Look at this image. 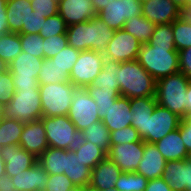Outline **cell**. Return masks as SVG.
<instances>
[{"label":"cell","mask_w":191,"mask_h":191,"mask_svg":"<svg viewBox=\"0 0 191 191\" xmlns=\"http://www.w3.org/2000/svg\"><path fill=\"white\" fill-rule=\"evenodd\" d=\"M120 95L129 99L155 96L156 80L136 60L120 62L117 70Z\"/></svg>","instance_id":"1"},{"label":"cell","mask_w":191,"mask_h":191,"mask_svg":"<svg viewBox=\"0 0 191 191\" xmlns=\"http://www.w3.org/2000/svg\"><path fill=\"white\" fill-rule=\"evenodd\" d=\"M190 80L182 72L158 79L155 90L157 104L169 109L182 119L186 118L187 87Z\"/></svg>","instance_id":"2"},{"label":"cell","mask_w":191,"mask_h":191,"mask_svg":"<svg viewBox=\"0 0 191 191\" xmlns=\"http://www.w3.org/2000/svg\"><path fill=\"white\" fill-rule=\"evenodd\" d=\"M137 61L157 81L179 72V53L176 48L141 45Z\"/></svg>","instance_id":"3"},{"label":"cell","mask_w":191,"mask_h":191,"mask_svg":"<svg viewBox=\"0 0 191 191\" xmlns=\"http://www.w3.org/2000/svg\"><path fill=\"white\" fill-rule=\"evenodd\" d=\"M3 116L25 123L41 119L39 88L15 89L14 95L4 103Z\"/></svg>","instance_id":"4"},{"label":"cell","mask_w":191,"mask_h":191,"mask_svg":"<svg viewBox=\"0 0 191 191\" xmlns=\"http://www.w3.org/2000/svg\"><path fill=\"white\" fill-rule=\"evenodd\" d=\"M77 87L67 83L39 84L43 116L68 115Z\"/></svg>","instance_id":"5"},{"label":"cell","mask_w":191,"mask_h":191,"mask_svg":"<svg viewBox=\"0 0 191 191\" xmlns=\"http://www.w3.org/2000/svg\"><path fill=\"white\" fill-rule=\"evenodd\" d=\"M45 126L49 147L70 150L80 141V132L71 122L68 115L41 118Z\"/></svg>","instance_id":"6"},{"label":"cell","mask_w":191,"mask_h":191,"mask_svg":"<svg viewBox=\"0 0 191 191\" xmlns=\"http://www.w3.org/2000/svg\"><path fill=\"white\" fill-rule=\"evenodd\" d=\"M44 58L21 52L8 66L15 89L39 88L38 77Z\"/></svg>","instance_id":"7"},{"label":"cell","mask_w":191,"mask_h":191,"mask_svg":"<svg viewBox=\"0 0 191 191\" xmlns=\"http://www.w3.org/2000/svg\"><path fill=\"white\" fill-rule=\"evenodd\" d=\"M181 119L177 114L157 104L151 116L144 121V142L156 143L178 129Z\"/></svg>","instance_id":"8"},{"label":"cell","mask_w":191,"mask_h":191,"mask_svg":"<svg viewBox=\"0 0 191 191\" xmlns=\"http://www.w3.org/2000/svg\"><path fill=\"white\" fill-rule=\"evenodd\" d=\"M104 60L103 54L93 50L80 51L77 62L69 74V81L77 88H86L101 72Z\"/></svg>","instance_id":"9"},{"label":"cell","mask_w":191,"mask_h":191,"mask_svg":"<svg viewBox=\"0 0 191 191\" xmlns=\"http://www.w3.org/2000/svg\"><path fill=\"white\" fill-rule=\"evenodd\" d=\"M68 117L79 132L101 120L98 106L86 88H77L74 92Z\"/></svg>","instance_id":"10"},{"label":"cell","mask_w":191,"mask_h":191,"mask_svg":"<svg viewBox=\"0 0 191 191\" xmlns=\"http://www.w3.org/2000/svg\"><path fill=\"white\" fill-rule=\"evenodd\" d=\"M142 15V3L138 0H109L97 16L111 29H123L125 22Z\"/></svg>","instance_id":"11"},{"label":"cell","mask_w":191,"mask_h":191,"mask_svg":"<svg viewBox=\"0 0 191 191\" xmlns=\"http://www.w3.org/2000/svg\"><path fill=\"white\" fill-rule=\"evenodd\" d=\"M142 43L133 35L119 29L115 31L114 37L107 45L104 57L118 62L136 60Z\"/></svg>","instance_id":"12"},{"label":"cell","mask_w":191,"mask_h":191,"mask_svg":"<svg viewBox=\"0 0 191 191\" xmlns=\"http://www.w3.org/2000/svg\"><path fill=\"white\" fill-rule=\"evenodd\" d=\"M144 153V141L110 145L107 157L122 172H136Z\"/></svg>","instance_id":"13"},{"label":"cell","mask_w":191,"mask_h":191,"mask_svg":"<svg viewBox=\"0 0 191 191\" xmlns=\"http://www.w3.org/2000/svg\"><path fill=\"white\" fill-rule=\"evenodd\" d=\"M98 114L110 132L131 126L130 99L120 95L114 104L107 108L98 107Z\"/></svg>","instance_id":"14"},{"label":"cell","mask_w":191,"mask_h":191,"mask_svg":"<svg viewBox=\"0 0 191 191\" xmlns=\"http://www.w3.org/2000/svg\"><path fill=\"white\" fill-rule=\"evenodd\" d=\"M0 154L5 162L6 175L14 177L34 166L38 158L23 149L20 145L0 147Z\"/></svg>","instance_id":"15"},{"label":"cell","mask_w":191,"mask_h":191,"mask_svg":"<svg viewBox=\"0 0 191 191\" xmlns=\"http://www.w3.org/2000/svg\"><path fill=\"white\" fill-rule=\"evenodd\" d=\"M19 145L37 158L49 147L41 119L24 123Z\"/></svg>","instance_id":"16"},{"label":"cell","mask_w":191,"mask_h":191,"mask_svg":"<svg viewBox=\"0 0 191 191\" xmlns=\"http://www.w3.org/2000/svg\"><path fill=\"white\" fill-rule=\"evenodd\" d=\"M180 8L172 0H149L142 3V15L155 25L171 24L179 18Z\"/></svg>","instance_id":"17"},{"label":"cell","mask_w":191,"mask_h":191,"mask_svg":"<svg viewBox=\"0 0 191 191\" xmlns=\"http://www.w3.org/2000/svg\"><path fill=\"white\" fill-rule=\"evenodd\" d=\"M58 14L67 26L86 22L97 15L90 0H61Z\"/></svg>","instance_id":"18"},{"label":"cell","mask_w":191,"mask_h":191,"mask_svg":"<svg viewBox=\"0 0 191 191\" xmlns=\"http://www.w3.org/2000/svg\"><path fill=\"white\" fill-rule=\"evenodd\" d=\"M172 191H185L191 186V161L188 159L168 161L161 176Z\"/></svg>","instance_id":"19"},{"label":"cell","mask_w":191,"mask_h":191,"mask_svg":"<svg viewBox=\"0 0 191 191\" xmlns=\"http://www.w3.org/2000/svg\"><path fill=\"white\" fill-rule=\"evenodd\" d=\"M166 162L154 143L144 142L143 157L135 173L144 176L147 180L160 178L164 173Z\"/></svg>","instance_id":"20"},{"label":"cell","mask_w":191,"mask_h":191,"mask_svg":"<svg viewBox=\"0 0 191 191\" xmlns=\"http://www.w3.org/2000/svg\"><path fill=\"white\" fill-rule=\"evenodd\" d=\"M49 174L36 163L31 168L11 177L15 191H45Z\"/></svg>","instance_id":"21"},{"label":"cell","mask_w":191,"mask_h":191,"mask_svg":"<svg viewBox=\"0 0 191 191\" xmlns=\"http://www.w3.org/2000/svg\"><path fill=\"white\" fill-rule=\"evenodd\" d=\"M122 174L120 168L108 157L100 161L91 171L90 186L101 191L112 189Z\"/></svg>","instance_id":"22"},{"label":"cell","mask_w":191,"mask_h":191,"mask_svg":"<svg viewBox=\"0 0 191 191\" xmlns=\"http://www.w3.org/2000/svg\"><path fill=\"white\" fill-rule=\"evenodd\" d=\"M165 160L178 161L189 158L179 129L168 133L165 137L154 143Z\"/></svg>","instance_id":"23"},{"label":"cell","mask_w":191,"mask_h":191,"mask_svg":"<svg viewBox=\"0 0 191 191\" xmlns=\"http://www.w3.org/2000/svg\"><path fill=\"white\" fill-rule=\"evenodd\" d=\"M157 105L155 96L136 97L130 99L132 111L131 126L134 127L144 141V121L151 116Z\"/></svg>","instance_id":"24"},{"label":"cell","mask_w":191,"mask_h":191,"mask_svg":"<svg viewBox=\"0 0 191 191\" xmlns=\"http://www.w3.org/2000/svg\"><path fill=\"white\" fill-rule=\"evenodd\" d=\"M91 169L84 165V162L76 155L73 149L67 150L65 157V171L69 180L74 186H88L91 181Z\"/></svg>","instance_id":"25"},{"label":"cell","mask_w":191,"mask_h":191,"mask_svg":"<svg viewBox=\"0 0 191 191\" xmlns=\"http://www.w3.org/2000/svg\"><path fill=\"white\" fill-rule=\"evenodd\" d=\"M31 12L33 8L30 0H7L6 17L9 32L19 33Z\"/></svg>","instance_id":"26"},{"label":"cell","mask_w":191,"mask_h":191,"mask_svg":"<svg viewBox=\"0 0 191 191\" xmlns=\"http://www.w3.org/2000/svg\"><path fill=\"white\" fill-rule=\"evenodd\" d=\"M115 31L109 28L97 15L90 19V50L104 55Z\"/></svg>","instance_id":"27"},{"label":"cell","mask_w":191,"mask_h":191,"mask_svg":"<svg viewBox=\"0 0 191 191\" xmlns=\"http://www.w3.org/2000/svg\"><path fill=\"white\" fill-rule=\"evenodd\" d=\"M65 157L67 150L48 147L39 157V163L49 174L61 175L65 171Z\"/></svg>","instance_id":"28"},{"label":"cell","mask_w":191,"mask_h":191,"mask_svg":"<svg viewBox=\"0 0 191 191\" xmlns=\"http://www.w3.org/2000/svg\"><path fill=\"white\" fill-rule=\"evenodd\" d=\"M110 136L111 132L103 124L102 120L93 122L89 127L80 131L81 140L97 145L106 154L110 149Z\"/></svg>","instance_id":"29"},{"label":"cell","mask_w":191,"mask_h":191,"mask_svg":"<svg viewBox=\"0 0 191 191\" xmlns=\"http://www.w3.org/2000/svg\"><path fill=\"white\" fill-rule=\"evenodd\" d=\"M120 62L105 58L101 72L95 77L90 86L111 90L120 89L117 70Z\"/></svg>","instance_id":"30"},{"label":"cell","mask_w":191,"mask_h":191,"mask_svg":"<svg viewBox=\"0 0 191 191\" xmlns=\"http://www.w3.org/2000/svg\"><path fill=\"white\" fill-rule=\"evenodd\" d=\"M155 27L156 25L145 16L139 15L128 19L123 29L133 35L140 43L145 44L150 41Z\"/></svg>","instance_id":"31"},{"label":"cell","mask_w":191,"mask_h":191,"mask_svg":"<svg viewBox=\"0 0 191 191\" xmlns=\"http://www.w3.org/2000/svg\"><path fill=\"white\" fill-rule=\"evenodd\" d=\"M68 45L79 51L90 50V19L67 27Z\"/></svg>","instance_id":"32"},{"label":"cell","mask_w":191,"mask_h":191,"mask_svg":"<svg viewBox=\"0 0 191 191\" xmlns=\"http://www.w3.org/2000/svg\"><path fill=\"white\" fill-rule=\"evenodd\" d=\"M25 122L2 117L0 121V147L19 145V139Z\"/></svg>","instance_id":"33"},{"label":"cell","mask_w":191,"mask_h":191,"mask_svg":"<svg viewBox=\"0 0 191 191\" xmlns=\"http://www.w3.org/2000/svg\"><path fill=\"white\" fill-rule=\"evenodd\" d=\"M76 155L84 162V165L91 170L102 160L107 157V154L97 145L89 141L80 139L79 143L73 148Z\"/></svg>","instance_id":"34"},{"label":"cell","mask_w":191,"mask_h":191,"mask_svg":"<svg viewBox=\"0 0 191 191\" xmlns=\"http://www.w3.org/2000/svg\"><path fill=\"white\" fill-rule=\"evenodd\" d=\"M69 82V73L67 69L59 67L53 63L52 59L43 60L38 77L39 84L67 83Z\"/></svg>","instance_id":"35"},{"label":"cell","mask_w":191,"mask_h":191,"mask_svg":"<svg viewBox=\"0 0 191 191\" xmlns=\"http://www.w3.org/2000/svg\"><path fill=\"white\" fill-rule=\"evenodd\" d=\"M22 52L19 33L9 32L0 36V59L8 66Z\"/></svg>","instance_id":"36"},{"label":"cell","mask_w":191,"mask_h":191,"mask_svg":"<svg viewBox=\"0 0 191 191\" xmlns=\"http://www.w3.org/2000/svg\"><path fill=\"white\" fill-rule=\"evenodd\" d=\"M148 180L135 172H122L115 188L119 191H144L147 187Z\"/></svg>","instance_id":"37"},{"label":"cell","mask_w":191,"mask_h":191,"mask_svg":"<svg viewBox=\"0 0 191 191\" xmlns=\"http://www.w3.org/2000/svg\"><path fill=\"white\" fill-rule=\"evenodd\" d=\"M174 43L177 51L191 47V24L176 19L172 23Z\"/></svg>","instance_id":"38"},{"label":"cell","mask_w":191,"mask_h":191,"mask_svg":"<svg viewBox=\"0 0 191 191\" xmlns=\"http://www.w3.org/2000/svg\"><path fill=\"white\" fill-rule=\"evenodd\" d=\"M148 43L152 46L175 48L172 23L156 25L154 33Z\"/></svg>","instance_id":"39"},{"label":"cell","mask_w":191,"mask_h":191,"mask_svg":"<svg viewBox=\"0 0 191 191\" xmlns=\"http://www.w3.org/2000/svg\"><path fill=\"white\" fill-rule=\"evenodd\" d=\"M87 91L95 101L96 105L101 108H107L114 104L116 99L120 96V89H101L95 86H87Z\"/></svg>","instance_id":"40"},{"label":"cell","mask_w":191,"mask_h":191,"mask_svg":"<svg viewBox=\"0 0 191 191\" xmlns=\"http://www.w3.org/2000/svg\"><path fill=\"white\" fill-rule=\"evenodd\" d=\"M22 51L37 58H44V42L40 34H20Z\"/></svg>","instance_id":"41"},{"label":"cell","mask_w":191,"mask_h":191,"mask_svg":"<svg viewBox=\"0 0 191 191\" xmlns=\"http://www.w3.org/2000/svg\"><path fill=\"white\" fill-rule=\"evenodd\" d=\"M66 22L62 19L59 14L50 16L43 21L42 29L40 31V36L42 38L56 36L60 34H65L67 32Z\"/></svg>","instance_id":"42"},{"label":"cell","mask_w":191,"mask_h":191,"mask_svg":"<svg viewBox=\"0 0 191 191\" xmlns=\"http://www.w3.org/2000/svg\"><path fill=\"white\" fill-rule=\"evenodd\" d=\"M44 58L51 59L68 46L67 34L43 38Z\"/></svg>","instance_id":"43"},{"label":"cell","mask_w":191,"mask_h":191,"mask_svg":"<svg viewBox=\"0 0 191 191\" xmlns=\"http://www.w3.org/2000/svg\"><path fill=\"white\" fill-rule=\"evenodd\" d=\"M79 54V50L68 45L51 59L53 63H56L59 67L67 69V72L70 74L72 67L77 62Z\"/></svg>","instance_id":"44"},{"label":"cell","mask_w":191,"mask_h":191,"mask_svg":"<svg viewBox=\"0 0 191 191\" xmlns=\"http://www.w3.org/2000/svg\"><path fill=\"white\" fill-rule=\"evenodd\" d=\"M139 141L143 140L141 139L138 131L132 126L112 131L110 136V145L139 142Z\"/></svg>","instance_id":"45"},{"label":"cell","mask_w":191,"mask_h":191,"mask_svg":"<svg viewBox=\"0 0 191 191\" xmlns=\"http://www.w3.org/2000/svg\"><path fill=\"white\" fill-rule=\"evenodd\" d=\"M33 11L39 13L43 18L58 14L59 4L55 0H30Z\"/></svg>","instance_id":"46"},{"label":"cell","mask_w":191,"mask_h":191,"mask_svg":"<svg viewBox=\"0 0 191 191\" xmlns=\"http://www.w3.org/2000/svg\"><path fill=\"white\" fill-rule=\"evenodd\" d=\"M74 187V184L69 180L66 175L52 174L49 175L45 191H70Z\"/></svg>","instance_id":"47"},{"label":"cell","mask_w":191,"mask_h":191,"mask_svg":"<svg viewBox=\"0 0 191 191\" xmlns=\"http://www.w3.org/2000/svg\"><path fill=\"white\" fill-rule=\"evenodd\" d=\"M43 21H46V18H43L35 11L31 12L24 25H22V30L19 34H39L42 29Z\"/></svg>","instance_id":"48"},{"label":"cell","mask_w":191,"mask_h":191,"mask_svg":"<svg viewBox=\"0 0 191 191\" xmlns=\"http://www.w3.org/2000/svg\"><path fill=\"white\" fill-rule=\"evenodd\" d=\"M12 74L7 70L0 74V101L6 103L15 92Z\"/></svg>","instance_id":"49"},{"label":"cell","mask_w":191,"mask_h":191,"mask_svg":"<svg viewBox=\"0 0 191 191\" xmlns=\"http://www.w3.org/2000/svg\"><path fill=\"white\" fill-rule=\"evenodd\" d=\"M179 53V72L191 79V47L184 48Z\"/></svg>","instance_id":"50"},{"label":"cell","mask_w":191,"mask_h":191,"mask_svg":"<svg viewBox=\"0 0 191 191\" xmlns=\"http://www.w3.org/2000/svg\"><path fill=\"white\" fill-rule=\"evenodd\" d=\"M187 152L191 153V118L181 119L179 128Z\"/></svg>","instance_id":"51"},{"label":"cell","mask_w":191,"mask_h":191,"mask_svg":"<svg viewBox=\"0 0 191 191\" xmlns=\"http://www.w3.org/2000/svg\"><path fill=\"white\" fill-rule=\"evenodd\" d=\"M144 191H172V189L168 185V182L160 177L148 180L147 187Z\"/></svg>","instance_id":"52"},{"label":"cell","mask_w":191,"mask_h":191,"mask_svg":"<svg viewBox=\"0 0 191 191\" xmlns=\"http://www.w3.org/2000/svg\"><path fill=\"white\" fill-rule=\"evenodd\" d=\"M7 0H0V36L9 33L6 17Z\"/></svg>","instance_id":"53"},{"label":"cell","mask_w":191,"mask_h":191,"mask_svg":"<svg viewBox=\"0 0 191 191\" xmlns=\"http://www.w3.org/2000/svg\"><path fill=\"white\" fill-rule=\"evenodd\" d=\"M0 191H15L14 183L9 175L0 178Z\"/></svg>","instance_id":"54"},{"label":"cell","mask_w":191,"mask_h":191,"mask_svg":"<svg viewBox=\"0 0 191 191\" xmlns=\"http://www.w3.org/2000/svg\"><path fill=\"white\" fill-rule=\"evenodd\" d=\"M179 19L191 24V4L184 5L180 8Z\"/></svg>","instance_id":"55"},{"label":"cell","mask_w":191,"mask_h":191,"mask_svg":"<svg viewBox=\"0 0 191 191\" xmlns=\"http://www.w3.org/2000/svg\"><path fill=\"white\" fill-rule=\"evenodd\" d=\"M90 1L92 2L96 13H98L100 10H102L107 6L109 0H90Z\"/></svg>","instance_id":"56"},{"label":"cell","mask_w":191,"mask_h":191,"mask_svg":"<svg viewBox=\"0 0 191 191\" xmlns=\"http://www.w3.org/2000/svg\"><path fill=\"white\" fill-rule=\"evenodd\" d=\"M186 118H191V80L187 87V108H186Z\"/></svg>","instance_id":"57"},{"label":"cell","mask_w":191,"mask_h":191,"mask_svg":"<svg viewBox=\"0 0 191 191\" xmlns=\"http://www.w3.org/2000/svg\"><path fill=\"white\" fill-rule=\"evenodd\" d=\"M5 174H6V171H5V162L2 159L1 154H0V178L3 177Z\"/></svg>","instance_id":"58"},{"label":"cell","mask_w":191,"mask_h":191,"mask_svg":"<svg viewBox=\"0 0 191 191\" xmlns=\"http://www.w3.org/2000/svg\"><path fill=\"white\" fill-rule=\"evenodd\" d=\"M8 70V65L0 59V74L6 72Z\"/></svg>","instance_id":"59"},{"label":"cell","mask_w":191,"mask_h":191,"mask_svg":"<svg viewBox=\"0 0 191 191\" xmlns=\"http://www.w3.org/2000/svg\"><path fill=\"white\" fill-rule=\"evenodd\" d=\"M175 5H177L179 8H181L184 5H187V0H172Z\"/></svg>","instance_id":"60"},{"label":"cell","mask_w":191,"mask_h":191,"mask_svg":"<svg viewBox=\"0 0 191 191\" xmlns=\"http://www.w3.org/2000/svg\"><path fill=\"white\" fill-rule=\"evenodd\" d=\"M83 191H101V190L93 188L90 185H88L83 187Z\"/></svg>","instance_id":"61"},{"label":"cell","mask_w":191,"mask_h":191,"mask_svg":"<svg viewBox=\"0 0 191 191\" xmlns=\"http://www.w3.org/2000/svg\"><path fill=\"white\" fill-rule=\"evenodd\" d=\"M3 108H4V103L2 101H0V121L3 117Z\"/></svg>","instance_id":"62"},{"label":"cell","mask_w":191,"mask_h":191,"mask_svg":"<svg viewBox=\"0 0 191 191\" xmlns=\"http://www.w3.org/2000/svg\"><path fill=\"white\" fill-rule=\"evenodd\" d=\"M70 191H83V187L82 186H75L73 189H71Z\"/></svg>","instance_id":"63"},{"label":"cell","mask_w":191,"mask_h":191,"mask_svg":"<svg viewBox=\"0 0 191 191\" xmlns=\"http://www.w3.org/2000/svg\"><path fill=\"white\" fill-rule=\"evenodd\" d=\"M103 191H119V190H117L115 187L114 188H112V189H106V190H103Z\"/></svg>","instance_id":"64"},{"label":"cell","mask_w":191,"mask_h":191,"mask_svg":"<svg viewBox=\"0 0 191 191\" xmlns=\"http://www.w3.org/2000/svg\"><path fill=\"white\" fill-rule=\"evenodd\" d=\"M140 3H143L145 1H149V0H138Z\"/></svg>","instance_id":"65"},{"label":"cell","mask_w":191,"mask_h":191,"mask_svg":"<svg viewBox=\"0 0 191 191\" xmlns=\"http://www.w3.org/2000/svg\"><path fill=\"white\" fill-rule=\"evenodd\" d=\"M185 191H191V186H190V188H186V190Z\"/></svg>","instance_id":"66"},{"label":"cell","mask_w":191,"mask_h":191,"mask_svg":"<svg viewBox=\"0 0 191 191\" xmlns=\"http://www.w3.org/2000/svg\"><path fill=\"white\" fill-rule=\"evenodd\" d=\"M187 4H191V0H187Z\"/></svg>","instance_id":"67"}]
</instances>
